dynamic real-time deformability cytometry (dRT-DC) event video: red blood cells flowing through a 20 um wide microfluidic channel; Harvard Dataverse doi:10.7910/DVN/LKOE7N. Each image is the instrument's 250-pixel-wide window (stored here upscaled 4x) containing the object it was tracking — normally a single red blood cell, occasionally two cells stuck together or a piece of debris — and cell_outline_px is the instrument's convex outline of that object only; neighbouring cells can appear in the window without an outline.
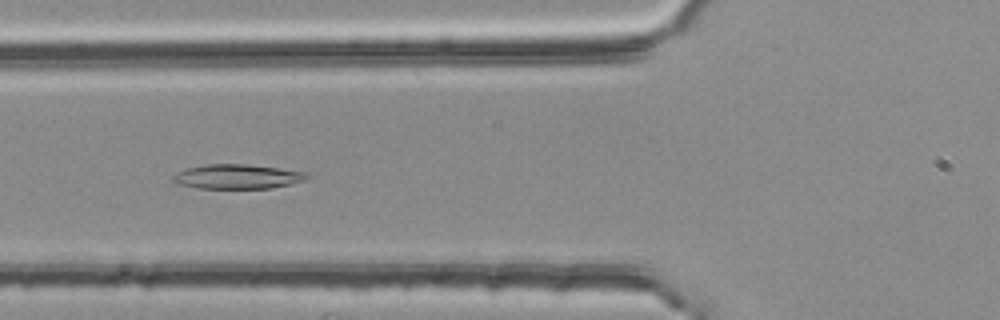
{"species": "common noctule bat (a hibernating species)", "species_latin": "Nyctalus noctula", "temperature_condition": "room temperature", "stored_images_in_passage": 38, "camera_frame_rate_fps": 3000, "um_per_image_px": 0.085, "animal": {"sex": "female", "body_mass_g": 25.1}, "frame": {"image": 1, "passage_image": 9, "time_ms": 2.667, "image_size_px": [1000, 320], "cell_outline_px": [[312, 176], [304, 180], [292, 184], [272, 188], [196, 188], [176, 184], [172, 180], [172, 176], [188, 168], [204, 164], [248, 164], [304, 172]], "centroid_in_image_um": [20.17, 15.01], "position_along_channel_um": 105.6, "area_um2": 19.07}}
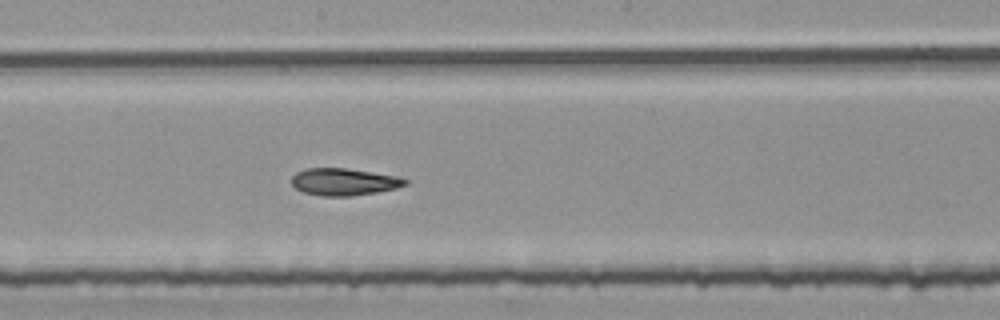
{"frame": {"image": 2, "passage_image": 18, "time_ms": 5.667, "image_size_px": [1000, 320], "cell_outline_px": [[408, 184], [396, 188], [376, 192], [352, 196], [320, 196], [304, 192], [296, 188], [292, 184], [292, 176], [296, 172], [304, 168], [344, 168], [400, 176], [408, 180]], "centroid_in_image_um": [29.25, 15.45], "position_along_channel_um": 219.0, "area_um2": 18.03}}
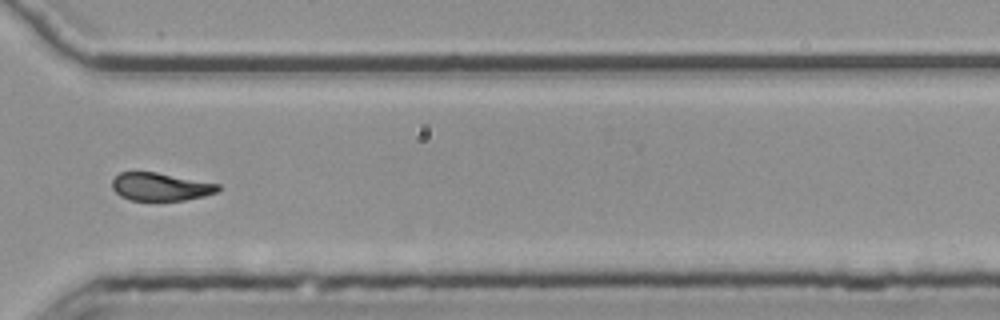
{"frame": {"image": 3, "passage_image": 29, "time_ms": 9.333, "image_size_px": [1000, 320], "cell_outline_px": [[220, 188], [216, 192], [204, 196], [184, 200], [128, 200], [120, 196], [112, 188], [112, 180], [120, 172], [156, 172], [220, 184]], "centroid_in_image_um": [13.63, 15.87], "position_along_channel_um": 357.0, "area_um2": 17.17}, "authors_computed_cell_mechanics": {"area_um2": 18.9006, "velocity_mm_per_s": 3.7652, "shape_relaxation_time_tau1_ms": null, "shape_relaxation_time_tau2_ms": 4.6549, "deformation_change_tau1": null, "deformation_change_tau2": 0.1228}}